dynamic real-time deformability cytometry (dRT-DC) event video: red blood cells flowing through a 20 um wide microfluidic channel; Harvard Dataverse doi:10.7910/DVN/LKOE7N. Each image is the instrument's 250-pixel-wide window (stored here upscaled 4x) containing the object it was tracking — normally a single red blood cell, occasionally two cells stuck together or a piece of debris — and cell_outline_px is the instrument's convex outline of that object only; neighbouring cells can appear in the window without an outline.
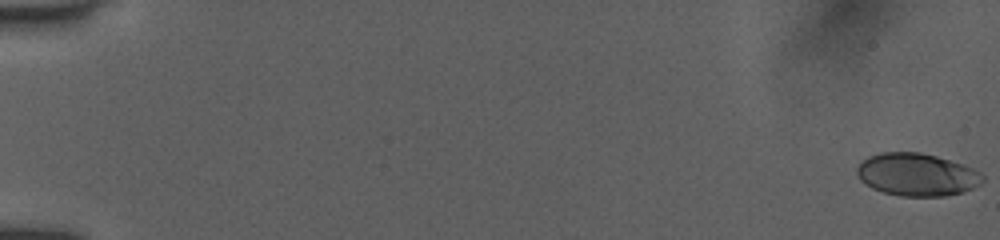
{"species": "human", "species_latin": "Homo sapiens", "temperature_condition": "room temperature", "stored_images_in_passage": 12, "camera_frame_rate_fps": 3000, "um_per_image_px": 0.085, "donor": {"sex": "female"}, "frame": {"image": 1, "passage_image": 1, "time_ms": 0.0, "image_size_px": [1000, 240], "cell_outline_px": [[984, 180], [980, 184], [972, 188], [960, 192], [944, 196], [900, 196], [884, 192], [872, 188], [860, 180], [856, 172], [856, 168], [868, 156], [880, 152], [920, 152], [936, 156], [964, 164], [980, 172], [984, 176]], "centroid_in_image_um": [77.93, 14.83], "position_along_channel_um": 7.1, "area_um2": 31.21}}
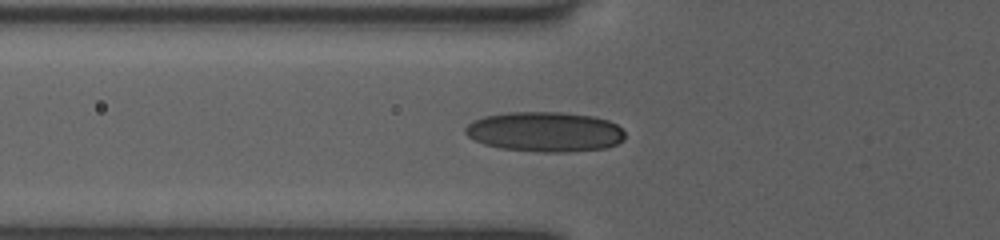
{"frame": {"image": 2, "passage_image": 10, "time_ms": 6.667, "image_size_px": [1000, 240], "cell_outline_px": [[624, 140], [608, 148], [568, 152], [540, 152], [500, 148], [484, 144], [468, 136], [464, 132], [464, 128], [472, 120], [484, 116], [508, 112], [564, 112], [592, 116], [608, 120], [616, 124], [624, 132]], "centroid_in_image_um": [46.32, 11.2], "position_along_channel_um": 79.5, "area_um2": 37.4}}
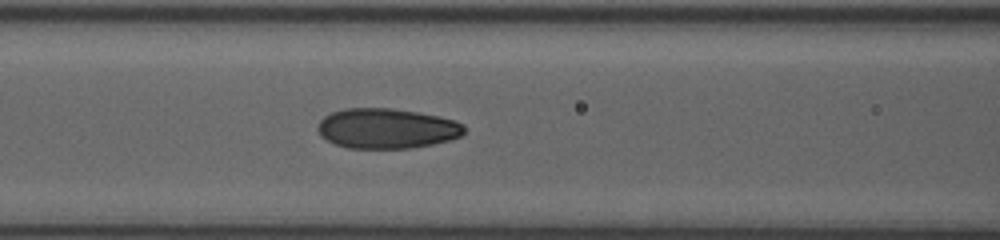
{"frame": {"image": 3, "passage_image": 12, "time_ms": 8.0, "image_size_px": [1000, 240], "cell_outline_px": [[464, 132], [460, 136], [448, 140], [432, 144], [408, 148], [348, 148], [336, 144], [320, 136], [316, 128], [320, 120], [324, 116], [332, 112], [344, 108], [392, 108], [416, 112], [436, 116], [452, 120], [464, 124]], "centroid_in_image_um": [32.82, 10.91], "position_along_channel_um": 133.8, "area_um2": 34.04}}